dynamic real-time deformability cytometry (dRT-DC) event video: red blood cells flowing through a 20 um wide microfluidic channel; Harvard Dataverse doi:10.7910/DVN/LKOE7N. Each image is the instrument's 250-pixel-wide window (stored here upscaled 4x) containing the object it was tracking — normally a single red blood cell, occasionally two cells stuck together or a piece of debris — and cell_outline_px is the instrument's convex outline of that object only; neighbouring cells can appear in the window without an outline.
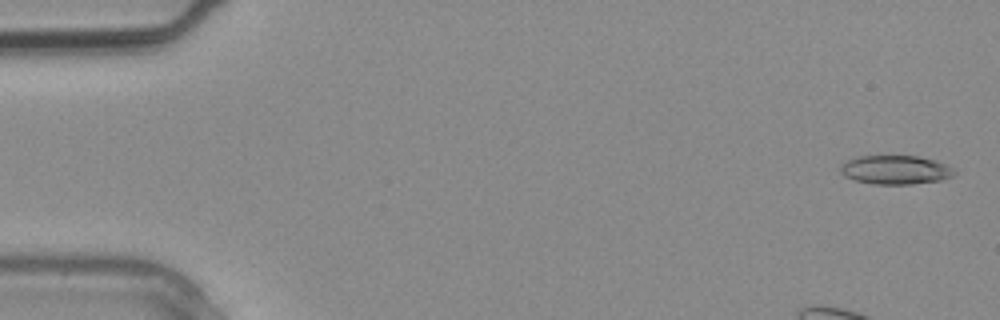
{"species": "common noctule bat (a hibernating species)", "species_latin": "Nyctalus noctula", "temperature_condition": "warm", "stored_images_in_passage": 2, "camera_frame_rate_fps": 3000, "um_per_image_px": 0.085, "animal": {"sex": "male", "body_mass_g": 20.4}, "frame": {"image": 1, "passage_image": 2, "time_ms": 0.333, "image_size_px": [1000, 320], "cell_outline_px": [[956, 172], [952, 176], [940, 180], [912, 184], [872, 184], [856, 180], [844, 176], [840, 172], [840, 164], [848, 160], [860, 156], [916, 156], [936, 160], [952, 168]], "centroid_in_image_um": [76.09, 14.44], "position_along_channel_um": 8.9, "area_um2": 19.07}}